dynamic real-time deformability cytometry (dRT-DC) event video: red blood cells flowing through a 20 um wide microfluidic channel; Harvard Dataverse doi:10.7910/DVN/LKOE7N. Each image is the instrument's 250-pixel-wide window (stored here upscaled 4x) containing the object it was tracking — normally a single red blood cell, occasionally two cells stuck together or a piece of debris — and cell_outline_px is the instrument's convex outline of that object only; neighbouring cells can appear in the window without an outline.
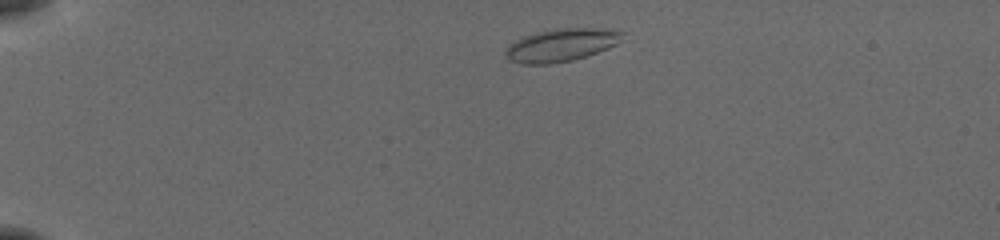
{"species": "common noctule bat (a hibernating species)", "species_latin": "Nyctalus noctula", "temperature_condition": "cold", "stored_images_in_passage": 45, "camera_frame_rate_fps": 3000, "um_per_image_px": 0.085, "animal": {"sex": "female", "body_mass_g": 19.5, "forearm_length_mm": 54.1}, "frame": {"image": 1, "passage_image": 4, "time_ms": 1.0, "image_size_px": [1000, 240], "cell_outline_px": [[628, 32], [616, 44], [608, 48], [572, 60], [548, 64], [520, 64], [508, 60], [504, 52], [504, 48], [516, 40], [524, 36], [536, 32], [560, 28], [596, 28]], "centroid_in_image_um": [47.67, 3.83], "position_along_channel_um": 37.3, "area_um2": 22.31}}
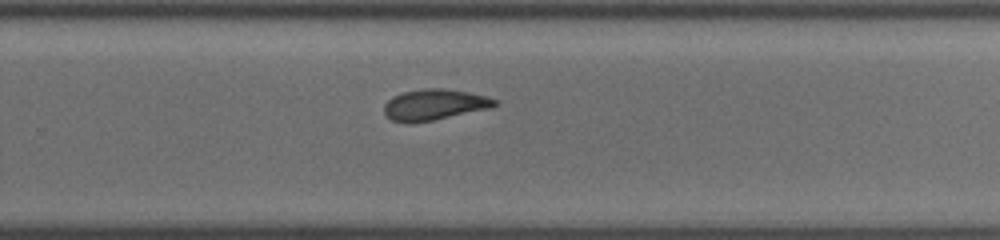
{"frame": {"image": 2, "passage_image": 29, "time_ms": 9.333, "image_size_px": [1000, 240], "cell_outline_px": [[496, 104], [492, 108], [432, 120], [408, 124], [404, 124], [392, 120], [384, 112], [384, 104], [392, 96], [404, 92], [424, 88], [440, 88], [468, 92], [488, 96], [496, 100]], "centroid_in_image_um": [36.9, 8.9], "position_along_channel_um": 292.9, "area_um2": 19.94}}
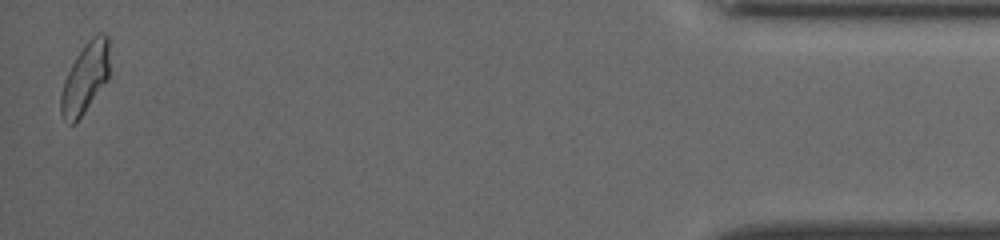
{"frame": {"image": 3, "passage_image": 45, "time_ms": 14.667, "image_size_px": [1000, 240], "cell_outline_px": [[108, 80], [76, 124], [68, 124], [60, 112], [60, 96], [64, 80], [76, 56], [84, 44], [96, 32], [104, 32], [108, 36]], "centroid_in_image_um": [7.23, 6.64], "position_along_channel_um": 428.0, "area_um2": 20.11}, "authors_computed_cell_mechanics": {"area_um2": 20.3456, "velocity_mm_per_s": 3.886, "shape_relaxation_time_tau1_ms": 6.6686, "shape_relaxation_time_tau2_ms": 1.7508, "deformation_change_tau1": 0.1783, "deformation_change_tau2": 0.0823}}